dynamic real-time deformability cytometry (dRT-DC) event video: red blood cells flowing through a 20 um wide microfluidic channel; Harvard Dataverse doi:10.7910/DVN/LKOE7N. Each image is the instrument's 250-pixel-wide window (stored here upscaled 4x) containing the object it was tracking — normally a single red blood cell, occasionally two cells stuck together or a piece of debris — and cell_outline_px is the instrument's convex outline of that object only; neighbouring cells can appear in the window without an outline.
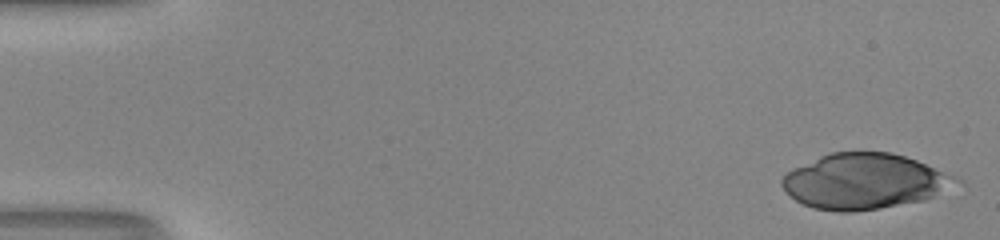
{"species": "human", "species_latin": "Homo sapiens", "temperature_condition": "room temperature", "stored_images_in_passage": 49, "camera_frame_rate_fps": 3000, "um_per_image_px": 0.085, "donor": {"sex": "male"}, "frame": {"image": 1, "passage_image": 1, "time_ms": 0.0, "image_size_px": [1000, 240], "cell_outline_px": [[964, 184], [924, 200], [880, 208], [852, 212], [836, 212], [812, 208], [796, 200], [780, 184], [780, 180], [792, 168], [828, 152], [892, 152], [916, 160], [956, 176], [964, 180]], "centroid_in_image_um": [73.52, 15.41], "position_along_channel_um": 11.5, "area_um2": 56.64}}